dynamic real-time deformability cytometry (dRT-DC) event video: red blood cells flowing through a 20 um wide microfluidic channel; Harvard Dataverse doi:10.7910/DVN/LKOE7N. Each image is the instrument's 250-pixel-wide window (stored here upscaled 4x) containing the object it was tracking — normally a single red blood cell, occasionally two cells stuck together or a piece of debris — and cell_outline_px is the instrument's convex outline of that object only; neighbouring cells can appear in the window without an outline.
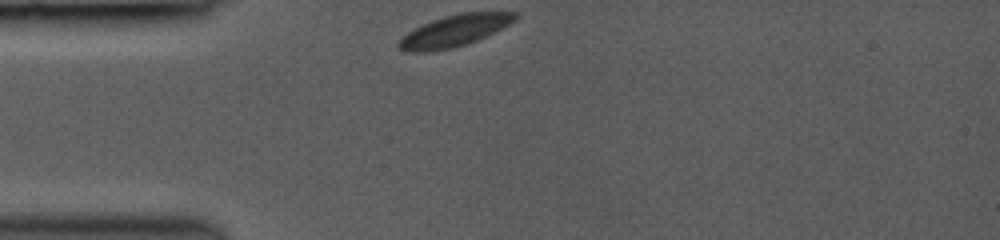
{"species": "common noctule bat (a hibernating species)", "species_latin": "Nyctalus noctula", "temperature_condition": "room temperature", "stored_images_in_passage": 2, "camera_frame_rate_fps": 3000, "um_per_image_px": 0.085, "animal": {"sex": "female", "body_mass_g": 19.0, "forearm_length_mm": 53.3}, "frame": {"image": 1, "passage_image": 1, "time_ms": 0.0, "image_size_px": [1000, 240], "cell_outline_px": [[520, 16], [516, 20], [476, 40], [452, 48], [428, 52], [408, 52], [400, 48], [396, 44], [408, 32], [432, 20], [444, 16], [460, 12], [520, 12]], "centroid_in_image_um": [38.64, 2.6], "position_along_channel_um": 46.4, "area_um2": 21.04}}